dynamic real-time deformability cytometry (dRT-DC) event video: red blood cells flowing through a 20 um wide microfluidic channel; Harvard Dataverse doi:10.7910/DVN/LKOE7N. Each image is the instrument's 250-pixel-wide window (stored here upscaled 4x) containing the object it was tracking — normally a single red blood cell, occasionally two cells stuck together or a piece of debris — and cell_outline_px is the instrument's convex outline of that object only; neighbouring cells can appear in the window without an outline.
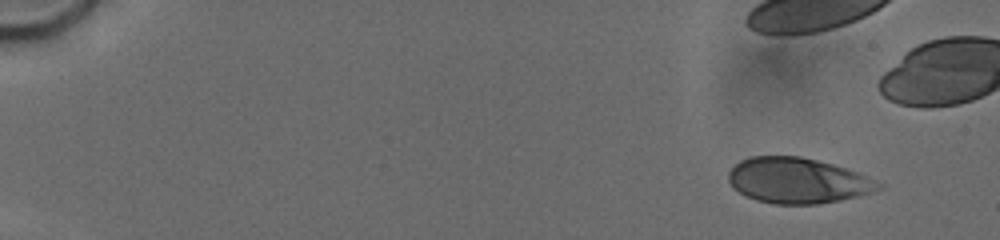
{"species": "human", "species_latin": "Homo sapiens", "temperature_condition": "cold", "stored_images_in_passage": 7, "camera_frame_rate_fps": 3000, "um_per_image_px": 0.085, "donor": {"sex": "male"}, "frame": {"image": 1, "passage_image": 5, "time_ms": 1.333, "image_size_px": [1000, 240], "cell_outline_px": [[884, 188], [872, 192], [840, 200], [816, 204], [776, 204], [756, 200], [732, 188], [728, 180], [728, 172], [740, 160], [752, 156], [800, 156], [832, 164], [856, 172], [884, 184]], "centroid_in_image_um": [67.78, 15.35], "position_along_channel_um": 17.2, "area_um2": 39.59}}